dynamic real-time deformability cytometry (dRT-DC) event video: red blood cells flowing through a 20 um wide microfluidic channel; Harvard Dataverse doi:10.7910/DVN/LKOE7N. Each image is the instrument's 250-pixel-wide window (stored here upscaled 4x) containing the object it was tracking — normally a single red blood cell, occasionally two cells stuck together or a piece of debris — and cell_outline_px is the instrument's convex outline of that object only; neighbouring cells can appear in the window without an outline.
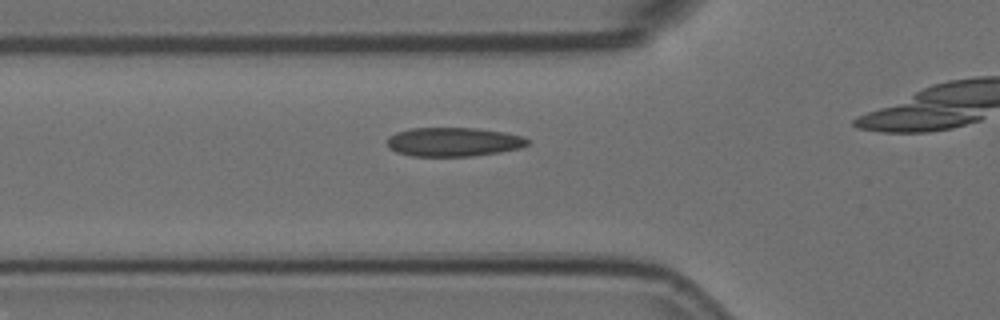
{"species": "Egyptian fruit bat (a non-hibernating species)", "species_latin": "Rousettus aegyptiacus", "temperature_condition": "room temperature", "stored_images_in_passage": 18, "camera_frame_rate_fps": 3000, "um_per_image_px": 0.085, "animal": {"sex": "female"}, "frame": {"image": 1, "passage_image": 13, "time_ms": 4.0, "image_size_px": [1000, 320], "cell_outline_px": [[528, 144], [520, 148], [500, 152], [472, 156], [412, 156], [396, 152], [388, 148], [388, 136], [396, 132], [408, 128], [476, 128], [504, 132], [524, 136], [528, 140]], "centroid_in_image_um": [38.53, 12.06], "position_along_channel_um": 87.3, "area_um2": 23.81}}
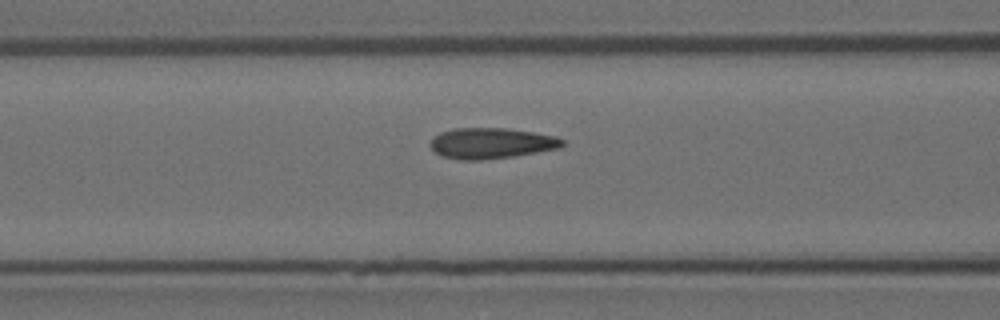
{"frame": {"image": 2, "passage_image": 16, "time_ms": 5.0, "image_size_px": [1000, 320], "cell_outline_px": [[564, 144], [560, 148], [512, 156], [480, 160], [460, 160], [444, 156], [436, 152], [428, 144], [432, 136], [440, 132], [456, 128], [504, 128], [532, 132], [556, 136], [564, 140]], "centroid_in_image_um": [41.73, 12.17], "position_along_channel_um": 124.9, "area_um2": 23.58}}